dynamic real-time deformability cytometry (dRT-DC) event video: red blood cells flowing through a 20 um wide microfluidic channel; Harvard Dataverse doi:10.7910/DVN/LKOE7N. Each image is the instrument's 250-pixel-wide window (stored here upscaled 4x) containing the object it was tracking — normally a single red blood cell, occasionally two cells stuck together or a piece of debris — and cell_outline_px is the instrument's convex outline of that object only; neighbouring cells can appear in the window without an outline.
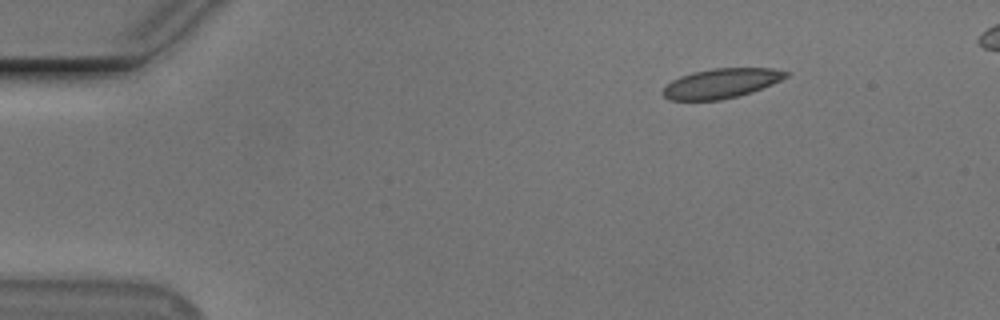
{"species": "Egyptian fruit bat (a non-hibernating species)", "species_latin": "Rousettus aegyptiacus", "temperature_condition": "cold", "stored_images_in_passage": 14, "camera_frame_rate_fps": 3000, "um_per_image_px": 0.085, "animal": {"sex": "male"}, "frame": {"image": 1, "passage_image": 1, "time_ms": 0.0, "image_size_px": [1000, 320], "cell_outline_px": [[788, 76], [772, 84], [752, 92], [720, 100], [668, 100], [660, 92], [672, 80], [680, 76], [692, 72], [712, 68], [772, 68], [788, 72]], "centroid_in_image_um": [61.27, 7.08], "position_along_channel_um": 23.7, "area_um2": 21.21}}
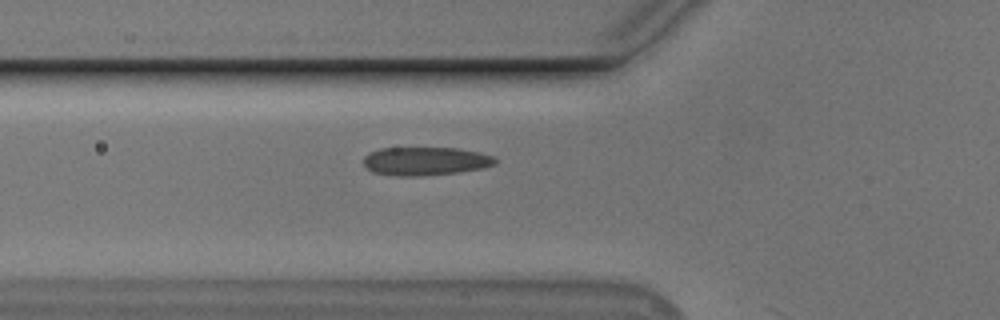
{"frame": {"image": 2, "passage_image": 13, "time_ms": 4.0, "image_size_px": [1000, 320], "cell_outline_px": [[496, 164], [484, 168], [460, 172], [420, 176], [396, 176], [372, 172], [364, 164], [364, 156], [368, 152], [380, 148], [460, 148], [480, 152], [492, 156], [496, 160]], "centroid_in_image_um": [36.16, 13.7], "position_along_channel_um": 89.6, "area_um2": 21.96}}